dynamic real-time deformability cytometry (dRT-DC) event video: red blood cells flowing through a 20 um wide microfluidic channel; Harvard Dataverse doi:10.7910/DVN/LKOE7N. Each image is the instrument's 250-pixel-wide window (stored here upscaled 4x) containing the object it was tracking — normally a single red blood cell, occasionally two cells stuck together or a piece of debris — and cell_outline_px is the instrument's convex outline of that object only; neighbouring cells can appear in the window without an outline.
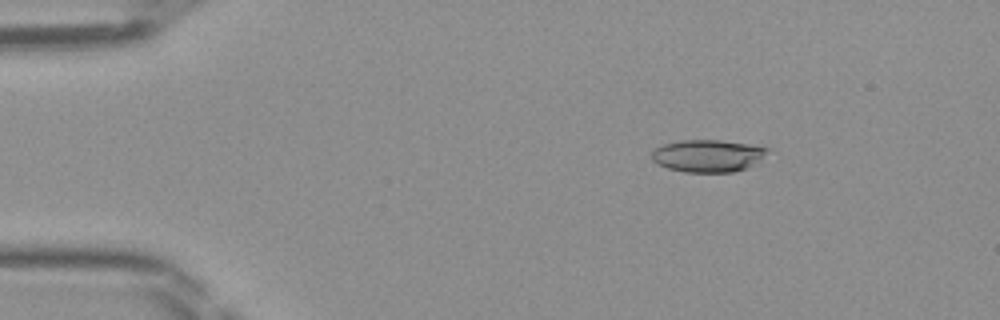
{"species": "Egyptian fruit bat (a non-hibernating species)", "species_latin": "Rousettus aegyptiacus", "temperature_condition": "room temperature", "stored_images_in_passage": 47, "camera_frame_rate_fps": 3000, "um_per_image_px": 0.085, "frame": {"image": 1, "passage_image": 7, "time_ms": 2.0, "image_size_px": [1000, 320], "cell_outline_px": [[768, 152], [748, 168], [732, 172], [684, 172], [668, 168], [656, 164], [652, 160], [652, 152], [656, 148], [664, 144], [680, 140], [720, 140], [768, 148]], "centroid_in_image_um": [60.11, 13.25], "position_along_channel_um": 24.9, "area_um2": 21.56}}
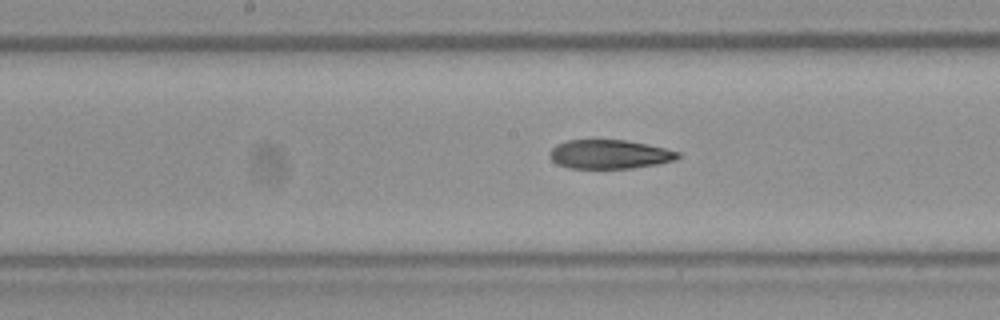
{"frame": {"image": 2, "passage_image": 24, "time_ms": 7.667, "image_size_px": [1000, 320], "cell_outline_px": [[680, 156], [676, 160], [656, 164], [632, 168], [568, 168], [556, 164], [548, 156], [548, 152], [556, 144], [568, 140], [624, 140], [648, 144], [680, 152]], "centroid_in_image_um": [51.77, 13.11], "position_along_channel_um": 196.4, "area_um2": 21.73}}
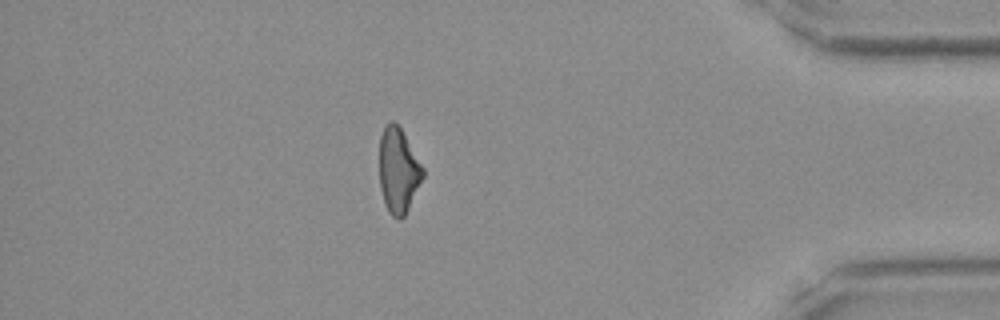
{"frame": {"image": 3, "passage_image": 41, "time_ms": 13.333, "image_size_px": [1000, 320], "cell_outline_px": [[424, 176], [404, 216], [400, 220], [392, 216], [388, 212], [384, 204], [380, 188], [380, 136], [384, 128], [392, 120], [400, 128], [424, 168]], "centroid_in_image_um": [33.85, 14.53], "position_along_channel_um": 401.3, "area_um2": 21.27}}